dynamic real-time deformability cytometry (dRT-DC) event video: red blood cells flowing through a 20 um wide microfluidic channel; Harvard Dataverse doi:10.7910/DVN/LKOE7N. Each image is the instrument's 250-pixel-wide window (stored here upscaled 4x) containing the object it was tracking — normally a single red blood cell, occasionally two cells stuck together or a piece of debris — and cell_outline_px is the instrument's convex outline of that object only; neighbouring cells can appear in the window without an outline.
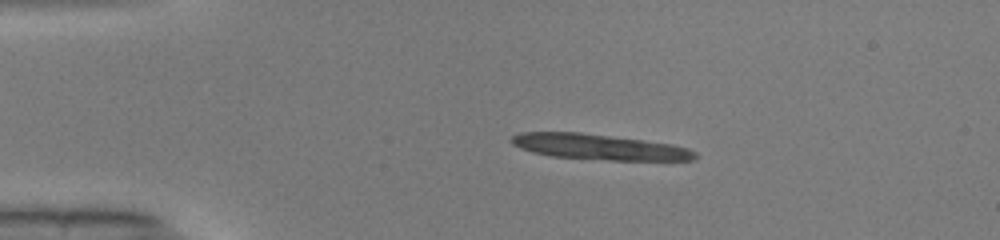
{"species": "common noctule bat (a hibernating species)", "species_latin": "Nyctalus noctula", "temperature_condition": "warm", "stored_images_in_passage": 48, "segment_of_instrument_passage": [1, 2], "camera_frame_rate_fps": 3000, "um_per_image_px": 0.085, "animal": {"sex": "male", "body_mass_g": 19.0, "forearm_length_mm": 50.8}, "frame": {"image": 1, "passage_image": 9, "time_ms": 2.667, "image_size_px": [1000, 240], "cell_outline_px": [[696, 160], [608, 160], [552, 156], [532, 152], [520, 148], [512, 144], [512, 136], [520, 132], [580, 132], [640, 140], [668, 144], [688, 148], [696, 152]], "centroid_in_image_um": [50.89, 12.49], "position_along_channel_um": 34.1, "area_um2": 26.93}}